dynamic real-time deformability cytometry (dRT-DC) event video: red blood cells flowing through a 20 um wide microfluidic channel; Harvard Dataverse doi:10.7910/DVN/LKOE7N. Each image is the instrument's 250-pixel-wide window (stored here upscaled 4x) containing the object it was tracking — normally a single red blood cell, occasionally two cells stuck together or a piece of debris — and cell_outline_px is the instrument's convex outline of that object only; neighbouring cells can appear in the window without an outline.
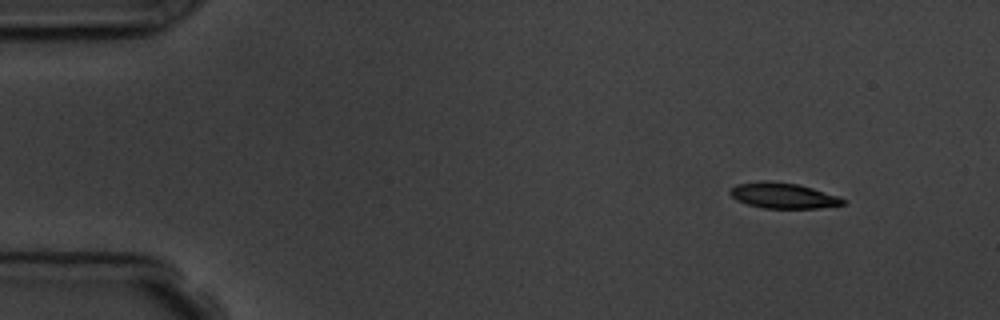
{"species": "common noctule bat (a hibernating species)", "species_latin": "Nyctalus noctula", "temperature_condition": "room temperature", "stored_images_in_passage": 4, "camera_frame_rate_fps": 3000, "um_per_image_px": 0.085, "animal": {"sex": "male", "body_mass_g": 19.5, "forearm_length_mm": 54.6}, "frame": {"image": 1, "passage_image": 1, "time_ms": 0.0, "image_size_px": [1000, 320], "cell_outline_px": [[848, 204], [820, 208], [764, 208], [748, 204], [736, 200], [728, 192], [736, 184], [760, 180], [768, 180], [796, 184], [812, 188], [840, 196], [848, 200]], "centroid_in_image_um": [66.62, 16.62], "position_along_channel_um": 18.4, "area_um2": 17.05}}
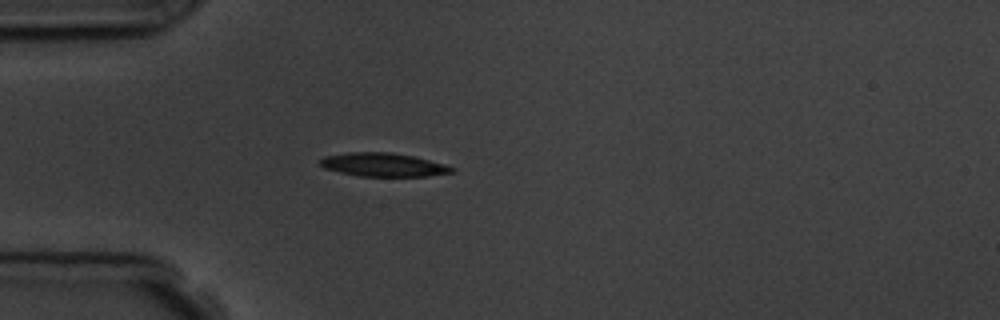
{"frame": {"image": 2, "passage_image": 4, "time_ms": 3.333, "image_size_px": [1000, 320], "cell_outline_px": [[456, 172], [428, 176], [360, 176], [340, 172], [324, 168], [320, 164], [320, 160], [324, 156], [348, 152], [392, 152], [412, 156], [444, 164], [456, 168]], "centroid_in_image_um": [32.59, 14.0], "position_along_channel_um": 52.4, "area_um2": 18.03}}